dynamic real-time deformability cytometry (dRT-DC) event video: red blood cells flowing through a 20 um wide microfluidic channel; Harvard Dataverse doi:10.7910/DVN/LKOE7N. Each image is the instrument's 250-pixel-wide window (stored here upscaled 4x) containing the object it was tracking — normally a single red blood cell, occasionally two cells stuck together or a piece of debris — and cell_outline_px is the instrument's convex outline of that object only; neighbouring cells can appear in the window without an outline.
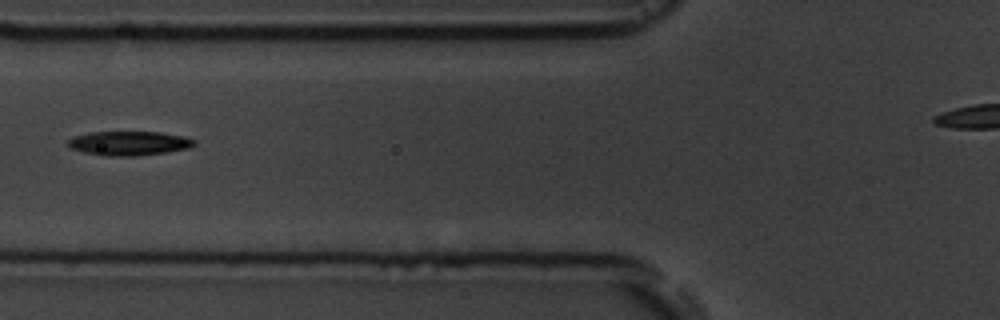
{"species": "common noctule bat (a hibernating species)", "species_latin": "Nyctalus noctula", "temperature_condition": "room temperature", "stored_images_in_passage": 3, "camera_frame_rate_fps": 3000, "um_per_image_px": 0.085, "animal": {"sex": "male", "body_mass_g": 19.5, "forearm_length_mm": 54.6}, "frame": {"image": 1, "passage_image": 2, "time_ms": 1.333, "image_size_px": [1000, 320], "cell_outline_px": [[196, 144], [188, 148], [168, 152], [136, 156], [104, 156], [84, 152], [68, 148], [68, 140], [72, 136], [88, 132], [160, 132], [184, 136], [196, 140]], "centroid_in_image_um": [10.95, 12.18], "position_along_channel_um": 114.9, "area_um2": 18.03}}
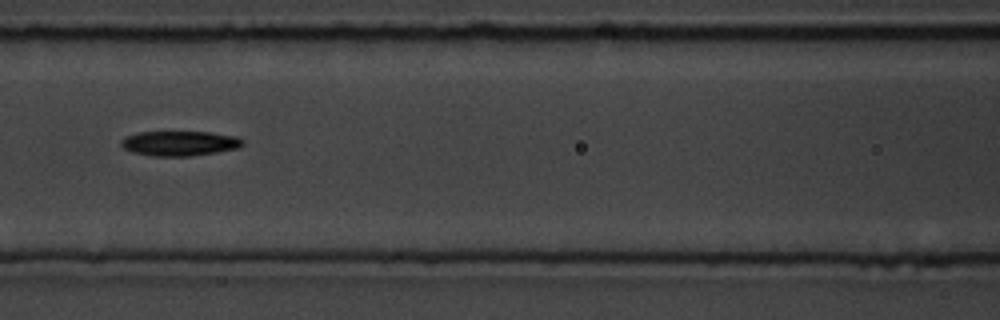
{"frame": {"image": 2, "passage_image": 3, "time_ms": 2.333, "image_size_px": [1000, 320], "cell_outline_px": [[244, 144], [240, 148], [192, 156], [152, 156], [132, 152], [124, 148], [120, 144], [120, 140], [128, 136], [140, 132], [208, 132], [236, 136], [244, 140]], "centroid_in_image_um": [15.3, 12.19], "position_along_channel_um": 151.3, "area_um2": 17.63}}